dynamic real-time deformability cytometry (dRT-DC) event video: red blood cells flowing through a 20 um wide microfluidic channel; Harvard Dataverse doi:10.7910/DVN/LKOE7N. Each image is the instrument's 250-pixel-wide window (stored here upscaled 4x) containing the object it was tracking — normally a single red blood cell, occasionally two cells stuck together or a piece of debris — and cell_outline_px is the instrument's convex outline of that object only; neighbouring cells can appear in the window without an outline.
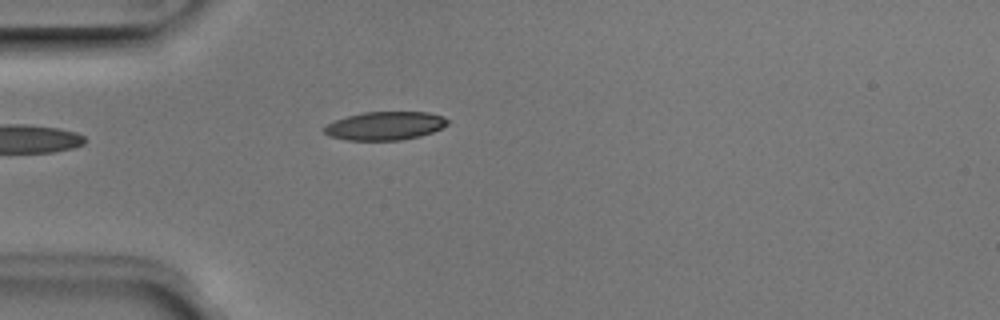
{"species": "Egyptian fruit bat (a non-hibernating species)", "species_latin": "Rousettus aegyptiacus", "temperature_condition": "room temperature", "stored_images_in_passage": 3, "camera_frame_rate_fps": 3000, "um_per_image_px": 0.085, "animal": {"sex": "male"}, "frame": {"image": 1, "passage_image": 3, "time_ms": 0.667, "image_size_px": [1000, 320], "cell_outline_px": [[448, 124], [432, 132], [420, 136], [400, 140], [348, 140], [328, 136], [324, 132], [324, 128], [328, 124], [336, 120], [348, 116], [364, 112], [428, 112], [444, 116], [448, 120]], "centroid_in_image_um": [32.74, 10.69], "position_along_channel_um": 52.3, "area_um2": 20.29}}